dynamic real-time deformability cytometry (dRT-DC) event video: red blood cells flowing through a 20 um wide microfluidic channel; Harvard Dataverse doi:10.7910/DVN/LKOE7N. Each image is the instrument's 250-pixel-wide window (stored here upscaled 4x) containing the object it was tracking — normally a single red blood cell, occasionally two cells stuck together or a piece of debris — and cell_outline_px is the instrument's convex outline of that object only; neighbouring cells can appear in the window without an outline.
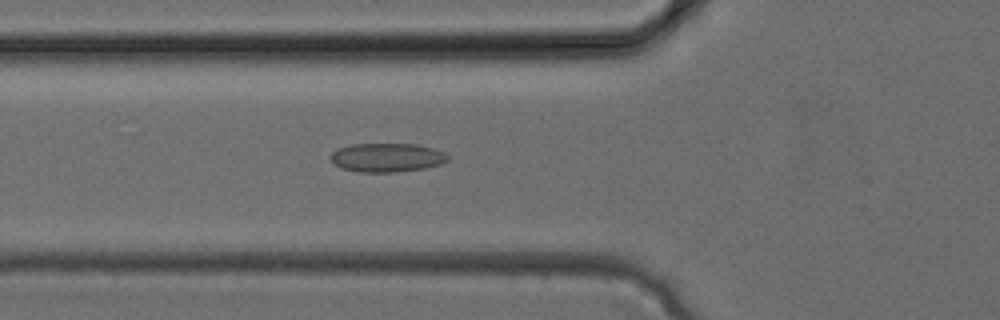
{"species": "common noctule bat (a hibernating species)", "species_latin": "Nyctalus noctula", "temperature_condition": "cold", "stored_images_in_passage": 33, "camera_frame_rate_fps": 3000, "um_per_image_px": 0.085, "animal": {"sex": "female", "body_mass_g": 24.6, "forearm_length_mm": 56.2}, "frame": {"image": 1, "passage_image": 12, "time_ms": 3.667, "image_size_px": [1000, 320], "cell_outline_px": [[448, 160], [440, 164], [424, 168], [396, 172], [360, 172], [340, 168], [328, 156], [332, 152], [340, 148], [352, 144], [416, 144], [432, 148], [444, 152], [448, 156]], "centroid_in_image_um": [32.88, 13.39], "position_along_channel_um": 92.9, "area_um2": 19.59}}
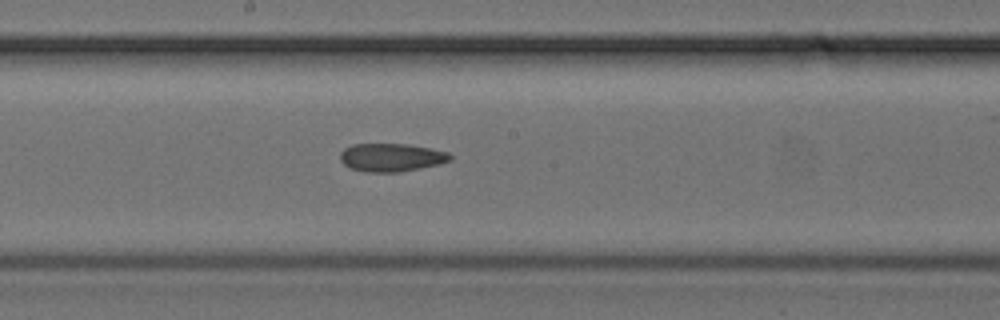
{"frame": {"image": 2, "passage_image": 18, "time_ms": 5.667, "image_size_px": [1000, 320], "cell_outline_px": [[452, 160], [440, 164], [400, 172], [364, 172], [348, 168], [340, 160], [340, 152], [344, 148], [352, 144], [408, 144], [448, 152], [452, 156]], "centroid_in_image_um": [33.24, 13.39], "position_along_channel_um": 215.0, "area_um2": 18.21}}
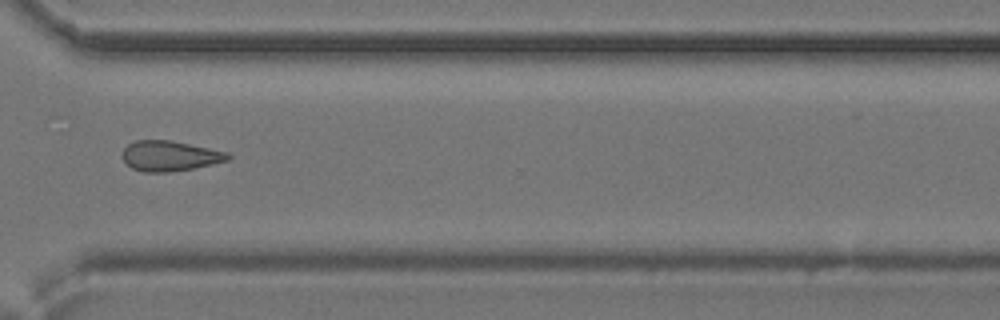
{"frame": {"image": 3, "passage_image": 25, "time_ms": 8.0, "image_size_px": [1000, 320], "cell_outline_px": [[232, 156], [228, 160], [212, 164], [192, 168], [168, 172], [144, 172], [132, 168], [120, 156], [124, 148], [128, 144], [136, 140], [168, 140], [228, 152]], "centroid_in_image_um": [14.4, 13.25], "position_along_channel_um": 356.2, "area_um2": 18.44}}